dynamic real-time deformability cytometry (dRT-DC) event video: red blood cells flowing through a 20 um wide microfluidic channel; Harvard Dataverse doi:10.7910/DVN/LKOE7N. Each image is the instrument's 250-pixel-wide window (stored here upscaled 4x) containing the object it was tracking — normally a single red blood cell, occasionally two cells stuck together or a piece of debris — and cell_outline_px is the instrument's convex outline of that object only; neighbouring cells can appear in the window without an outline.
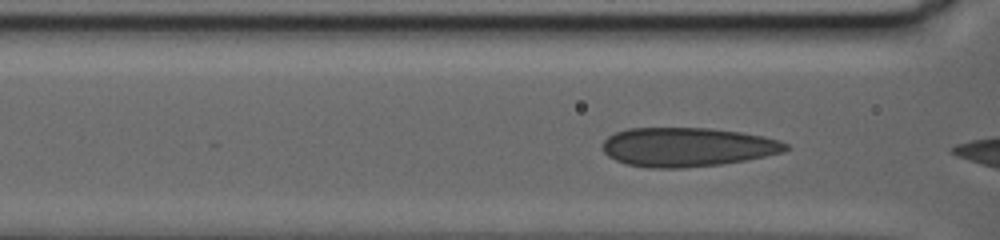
{"species": "human", "species_latin": "Homo sapiens", "temperature_condition": "warm", "stored_images_in_passage": 15, "camera_frame_rate_fps": 3000, "um_per_image_px": 0.085, "donor": {"sex": "female"}, "frame": {"image": 1, "passage_image": 11, "time_ms": 3.333, "image_size_px": [1000, 240], "cell_outline_px": [[792, 148], [784, 152], [744, 160], [720, 164], [684, 168], [648, 168], [628, 164], [616, 160], [608, 156], [604, 152], [604, 140], [608, 136], [616, 132], [628, 128], [708, 128], [740, 132], [764, 136], [780, 140], [788, 144]], "centroid_in_image_um": [58.45, 12.5], "position_along_channel_um": 108.2, "area_um2": 41.67}}